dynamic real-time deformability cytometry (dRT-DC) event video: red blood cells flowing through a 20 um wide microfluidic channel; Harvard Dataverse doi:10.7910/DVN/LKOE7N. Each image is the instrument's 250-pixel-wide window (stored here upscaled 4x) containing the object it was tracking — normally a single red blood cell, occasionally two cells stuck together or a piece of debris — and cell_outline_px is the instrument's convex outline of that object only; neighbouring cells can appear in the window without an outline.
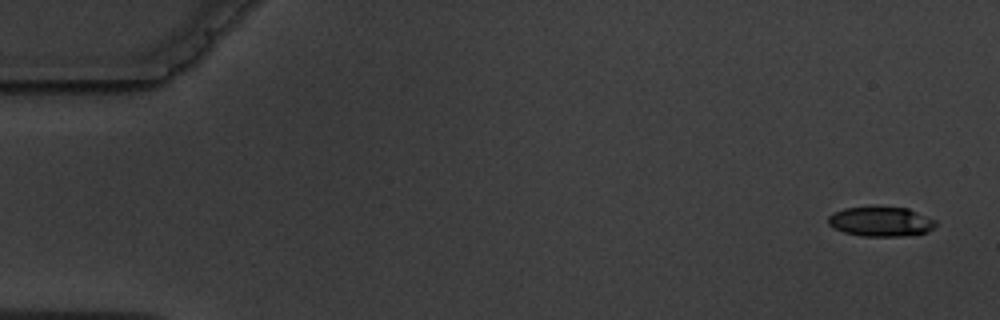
{"species": "common noctule bat (a hibernating species)", "species_latin": "Nyctalus noctula", "temperature_condition": "warm", "stored_images_in_passage": 6, "camera_frame_rate_fps": 3000, "um_per_image_px": 0.085, "animal": {"sex": "male", "body_mass_g": 19.5, "forearm_length_mm": 54.6}, "frame": {"image": 1, "passage_image": 1, "time_ms": 0.0, "image_size_px": [1000, 320], "cell_outline_px": [[936, 224], [928, 232], [904, 236], [860, 236], [844, 232], [828, 224], [828, 216], [844, 208], [872, 204], [908, 208], [936, 220]], "centroid_in_image_um": [74.86, 18.79], "position_along_channel_um": 10.1, "area_um2": 19.13}}
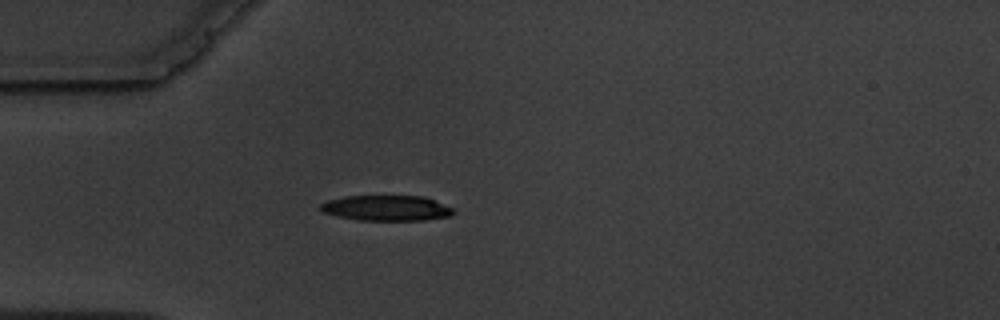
{"frame": {"image": 2, "passage_image": 5, "time_ms": 4.667, "image_size_px": [1000, 320], "cell_outline_px": [[456, 212], [452, 216], [424, 220], [360, 220], [336, 216], [324, 212], [320, 208], [320, 204], [328, 200], [344, 196], [424, 196], [456, 208]], "centroid_in_image_um": [32.92, 17.68], "position_along_channel_um": 52.1, "area_um2": 19.88}}